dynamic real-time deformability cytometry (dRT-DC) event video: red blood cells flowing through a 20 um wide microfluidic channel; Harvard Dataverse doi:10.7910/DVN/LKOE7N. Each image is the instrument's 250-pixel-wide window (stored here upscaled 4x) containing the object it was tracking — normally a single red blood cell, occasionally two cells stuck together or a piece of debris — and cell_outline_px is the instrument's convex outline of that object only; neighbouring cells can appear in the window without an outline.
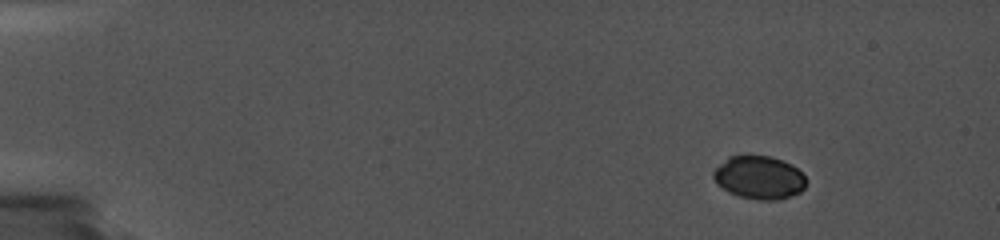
{"species": "common noctule bat (a hibernating species)", "species_latin": "Nyctalus noctula", "temperature_condition": "cold", "stored_images_in_passage": 30, "camera_frame_rate_fps": 5000, "um_per_image_px": 0.085, "animal": {"sex": "female", "body_mass_g": 19.0, "forearm_length_mm": 56.7}, "frame": {"image": 1, "passage_image": 2, "time_ms": 0.8, "image_size_px": [1000, 240], "cell_outline_px": [[804, 188], [800, 192], [776, 200], [760, 200], [740, 196], [728, 192], [716, 184], [712, 176], [712, 172], [728, 156], [744, 152], [748, 152], [772, 156], [792, 164], [804, 176]], "centroid_in_image_um": [64.46, 15.03], "position_along_channel_um": 20.5, "area_um2": 23.81}}
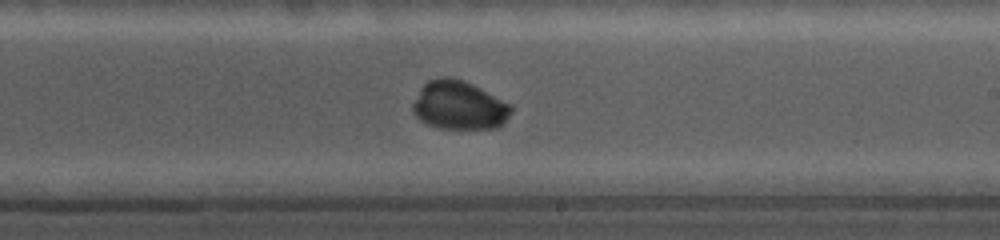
{"frame": {"image": 2, "passage_image": 17, "time_ms": 10.4, "image_size_px": [1000, 240], "cell_outline_px": [[512, 112], [504, 124], [496, 128], [440, 128], [428, 124], [420, 120], [412, 112], [412, 104], [420, 88], [428, 80], [440, 76], [448, 76], [464, 80], [512, 104]], "centroid_in_image_um": [39.03, 8.94], "position_along_channel_um": 250.0, "area_um2": 28.09}}
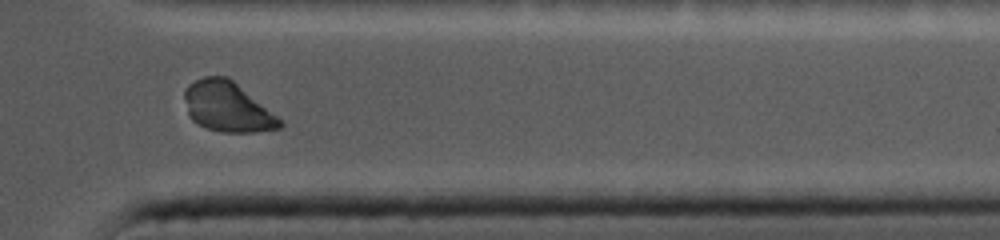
{"frame": {"image": 3, "passage_image": 27, "time_ms": 14.2, "image_size_px": [1000, 240], "cell_outline_px": [[284, 124], [280, 128], [256, 132], [224, 132], [204, 128], [196, 124], [188, 116], [184, 96], [184, 92], [188, 84], [204, 76], [228, 76], [284, 120]], "centroid_in_image_um": [19.34, 9.09], "position_along_channel_um": 392.1, "area_um2": 28.15}}